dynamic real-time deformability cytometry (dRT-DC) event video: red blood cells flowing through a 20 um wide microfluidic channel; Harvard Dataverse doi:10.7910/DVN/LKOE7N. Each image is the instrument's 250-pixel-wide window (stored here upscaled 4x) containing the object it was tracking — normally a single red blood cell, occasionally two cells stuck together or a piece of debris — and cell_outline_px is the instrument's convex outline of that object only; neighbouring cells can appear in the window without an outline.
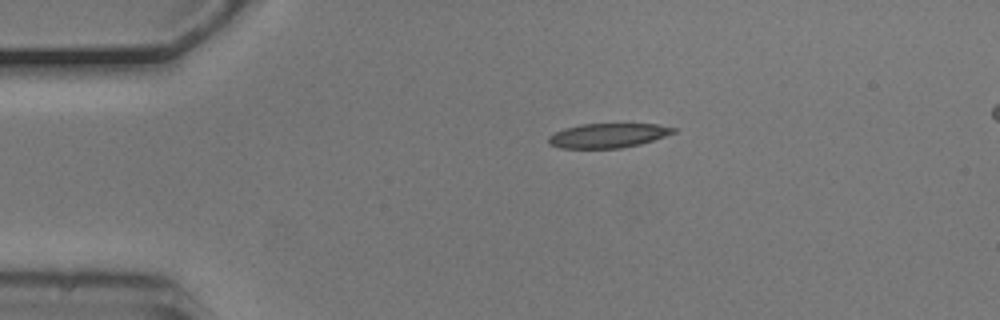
{"species": "common noctule bat (a hibernating species)", "species_latin": "Nyctalus noctula", "temperature_condition": "cold", "stored_images_in_passage": 3, "camera_frame_rate_fps": 3000, "um_per_image_px": 0.085, "animal": {"sex": "male", "body_mass_g": 20.5, "forearm_length_mm": 52.5}, "frame": {"image": 1, "passage_image": 1, "time_ms": 0.0, "image_size_px": [1000, 320], "cell_outline_px": [[676, 132], [640, 144], [620, 148], [560, 148], [548, 144], [548, 136], [564, 128], [580, 124], [656, 124], [676, 128]], "centroid_in_image_um": [51.64, 11.52], "position_along_channel_um": 33.4, "area_um2": 17.69}}